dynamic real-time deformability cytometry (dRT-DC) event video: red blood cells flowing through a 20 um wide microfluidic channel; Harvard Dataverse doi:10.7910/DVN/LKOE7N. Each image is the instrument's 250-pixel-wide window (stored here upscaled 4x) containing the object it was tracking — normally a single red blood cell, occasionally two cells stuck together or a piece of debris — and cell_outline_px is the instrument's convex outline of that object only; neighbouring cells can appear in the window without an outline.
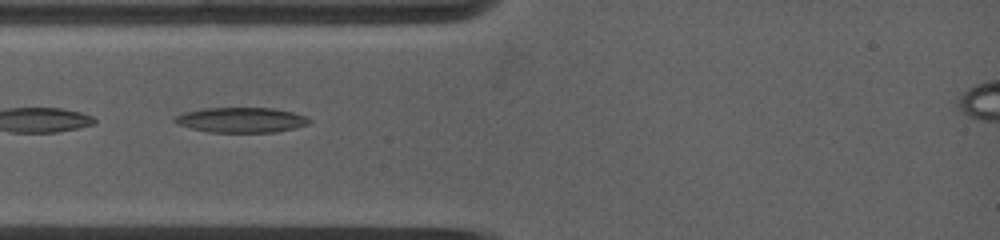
{"species": "common noctule bat (a hibernating species)", "species_latin": "Nyctalus noctula", "temperature_condition": "warm", "stored_images_in_passage": 7, "camera_frame_rate_fps": 5000, "um_per_image_px": 0.085, "animal": {"sex": "female", "body_mass_g": 19.0, "forearm_length_mm": 53.3}, "frame": {"image": 1, "passage_image": 2, "time_ms": 0.6, "image_size_px": [1000, 240], "cell_outline_px": [[312, 120], [308, 124], [296, 128], [276, 132], [208, 132], [176, 124], [172, 120], [176, 116], [184, 112], [204, 108], [276, 108], [292, 112], [304, 116]], "centroid_in_image_um": [20.5, 10.2], "position_along_channel_um": 64.5, "area_um2": 19.71}}
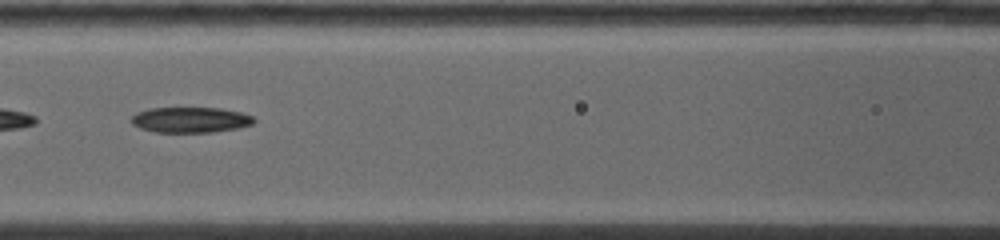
{"frame": {"image": 2, "passage_image": 6, "time_ms": 2.8, "image_size_px": [1000, 240], "cell_outline_px": [[256, 120], [252, 124], [240, 128], [212, 132], [156, 132], [140, 128], [132, 124], [128, 120], [136, 112], [148, 108], [220, 108], [240, 112], [252, 116]], "centroid_in_image_um": [16.16, 10.18], "position_along_channel_um": 150.4, "area_um2": 18.38}}